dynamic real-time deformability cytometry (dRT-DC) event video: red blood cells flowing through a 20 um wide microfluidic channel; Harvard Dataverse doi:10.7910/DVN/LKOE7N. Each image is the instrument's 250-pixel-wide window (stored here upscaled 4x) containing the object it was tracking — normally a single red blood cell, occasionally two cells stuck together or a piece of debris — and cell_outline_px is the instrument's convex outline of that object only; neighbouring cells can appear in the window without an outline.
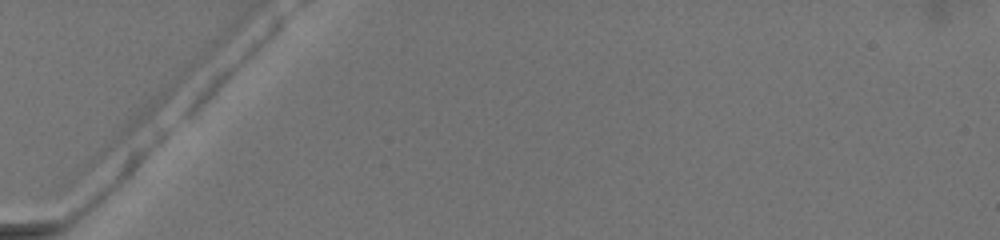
{"species": "common noctule bat (a hibernating species)", "species_latin": "Nyctalus noctula", "temperature_condition": "warm", "stored_images_in_passage": 4, "camera_frame_rate_fps": 3000, "um_per_image_px": 0.085, "animal": {"sex": "female", "body_mass_g": 19.5, "forearm_length_mm": 54.1}, "frame": {"image": 1, "passage_image": 1, "time_ms": 0.0, "image_size_px": [1000, 240], "cell_outline_px": [[284, 20], [280, 28], [196, 116], [184, 116], [184, 112], [200, 92], [220, 72], [276, 20], [284, 16]], "centroid_in_image_um": [19.65, 5.99], "position_along_channel_um": 65.3, "area_um2": 11.16}}